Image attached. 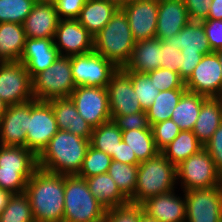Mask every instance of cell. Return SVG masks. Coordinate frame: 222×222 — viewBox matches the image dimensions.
<instances>
[{"label":"cell","mask_w":222,"mask_h":222,"mask_svg":"<svg viewBox=\"0 0 222 222\" xmlns=\"http://www.w3.org/2000/svg\"><path fill=\"white\" fill-rule=\"evenodd\" d=\"M25 193L35 222H63L64 175L38 168L28 180Z\"/></svg>","instance_id":"6da1fadb"},{"label":"cell","mask_w":222,"mask_h":222,"mask_svg":"<svg viewBox=\"0 0 222 222\" xmlns=\"http://www.w3.org/2000/svg\"><path fill=\"white\" fill-rule=\"evenodd\" d=\"M89 146V139L58 130L38 156V168L55 174L77 175Z\"/></svg>","instance_id":"7a4b0ae2"},{"label":"cell","mask_w":222,"mask_h":222,"mask_svg":"<svg viewBox=\"0 0 222 222\" xmlns=\"http://www.w3.org/2000/svg\"><path fill=\"white\" fill-rule=\"evenodd\" d=\"M134 46L126 14L118 8L106 26L94 36V51L119 69L129 62Z\"/></svg>","instance_id":"3957f363"},{"label":"cell","mask_w":222,"mask_h":222,"mask_svg":"<svg viewBox=\"0 0 222 222\" xmlns=\"http://www.w3.org/2000/svg\"><path fill=\"white\" fill-rule=\"evenodd\" d=\"M175 183L176 166L160 152L138 165L137 185L130 203L141 205L151 197L175 190Z\"/></svg>","instance_id":"277c9868"},{"label":"cell","mask_w":222,"mask_h":222,"mask_svg":"<svg viewBox=\"0 0 222 222\" xmlns=\"http://www.w3.org/2000/svg\"><path fill=\"white\" fill-rule=\"evenodd\" d=\"M38 169V157L26 147L0 145V189L23 193Z\"/></svg>","instance_id":"5b68a950"},{"label":"cell","mask_w":222,"mask_h":222,"mask_svg":"<svg viewBox=\"0 0 222 222\" xmlns=\"http://www.w3.org/2000/svg\"><path fill=\"white\" fill-rule=\"evenodd\" d=\"M106 215V209L91 194L85 178L64 175L63 222H93Z\"/></svg>","instance_id":"8992f818"},{"label":"cell","mask_w":222,"mask_h":222,"mask_svg":"<svg viewBox=\"0 0 222 222\" xmlns=\"http://www.w3.org/2000/svg\"><path fill=\"white\" fill-rule=\"evenodd\" d=\"M75 88L71 57L67 56H59L50 67L32 78L33 97L39 101L68 98Z\"/></svg>","instance_id":"52a82bcc"},{"label":"cell","mask_w":222,"mask_h":222,"mask_svg":"<svg viewBox=\"0 0 222 222\" xmlns=\"http://www.w3.org/2000/svg\"><path fill=\"white\" fill-rule=\"evenodd\" d=\"M176 172L183 191L222 186V174L204 147L176 166Z\"/></svg>","instance_id":"ba28073f"},{"label":"cell","mask_w":222,"mask_h":222,"mask_svg":"<svg viewBox=\"0 0 222 222\" xmlns=\"http://www.w3.org/2000/svg\"><path fill=\"white\" fill-rule=\"evenodd\" d=\"M118 68L94 50L71 56L73 82L78 86L107 87Z\"/></svg>","instance_id":"9c48e42d"},{"label":"cell","mask_w":222,"mask_h":222,"mask_svg":"<svg viewBox=\"0 0 222 222\" xmlns=\"http://www.w3.org/2000/svg\"><path fill=\"white\" fill-rule=\"evenodd\" d=\"M57 122L48 101L31 100V119L26 133V148L37 157L57 133Z\"/></svg>","instance_id":"30bf717a"},{"label":"cell","mask_w":222,"mask_h":222,"mask_svg":"<svg viewBox=\"0 0 222 222\" xmlns=\"http://www.w3.org/2000/svg\"><path fill=\"white\" fill-rule=\"evenodd\" d=\"M69 98L79 115L91 128H96L111 120L106 87L78 86Z\"/></svg>","instance_id":"8fae6325"},{"label":"cell","mask_w":222,"mask_h":222,"mask_svg":"<svg viewBox=\"0 0 222 222\" xmlns=\"http://www.w3.org/2000/svg\"><path fill=\"white\" fill-rule=\"evenodd\" d=\"M0 98L8 106L34 99L32 78L22 62H0Z\"/></svg>","instance_id":"7c38bea8"},{"label":"cell","mask_w":222,"mask_h":222,"mask_svg":"<svg viewBox=\"0 0 222 222\" xmlns=\"http://www.w3.org/2000/svg\"><path fill=\"white\" fill-rule=\"evenodd\" d=\"M183 192L186 200L185 222H220L222 186Z\"/></svg>","instance_id":"4fadbf2b"},{"label":"cell","mask_w":222,"mask_h":222,"mask_svg":"<svg viewBox=\"0 0 222 222\" xmlns=\"http://www.w3.org/2000/svg\"><path fill=\"white\" fill-rule=\"evenodd\" d=\"M187 91L197 93L207 98L222 96V74L219 57L216 52L203 56L185 81Z\"/></svg>","instance_id":"5bb4252c"},{"label":"cell","mask_w":222,"mask_h":222,"mask_svg":"<svg viewBox=\"0 0 222 222\" xmlns=\"http://www.w3.org/2000/svg\"><path fill=\"white\" fill-rule=\"evenodd\" d=\"M54 45L60 56L87 54L94 50V36L77 19H61L55 32Z\"/></svg>","instance_id":"9a60e30c"},{"label":"cell","mask_w":222,"mask_h":222,"mask_svg":"<svg viewBox=\"0 0 222 222\" xmlns=\"http://www.w3.org/2000/svg\"><path fill=\"white\" fill-rule=\"evenodd\" d=\"M111 116L129 115L144 111L141 108L130 76L119 68L107 84Z\"/></svg>","instance_id":"2e32d148"},{"label":"cell","mask_w":222,"mask_h":222,"mask_svg":"<svg viewBox=\"0 0 222 222\" xmlns=\"http://www.w3.org/2000/svg\"><path fill=\"white\" fill-rule=\"evenodd\" d=\"M158 7L159 0H137L121 8L126 14L135 42L155 37Z\"/></svg>","instance_id":"e0dca14e"},{"label":"cell","mask_w":222,"mask_h":222,"mask_svg":"<svg viewBox=\"0 0 222 222\" xmlns=\"http://www.w3.org/2000/svg\"><path fill=\"white\" fill-rule=\"evenodd\" d=\"M29 119H31V100L9 105L0 119V145L26 147Z\"/></svg>","instance_id":"ac0fdd59"},{"label":"cell","mask_w":222,"mask_h":222,"mask_svg":"<svg viewBox=\"0 0 222 222\" xmlns=\"http://www.w3.org/2000/svg\"><path fill=\"white\" fill-rule=\"evenodd\" d=\"M141 205L144 214L158 222L186 221L185 197H177L174 190L151 197Z\"/></svg>","instance_id":"d6986e66"},{"label":"cell","mask_w":222,"mask_h":222,"mask_svg":"<svg viewBox=\"0 0 222 222\" xmlns=\"http://www.w3.org/2000/svg\"><path fill=\"white\" fill-rule=\"evenodd\" d=\"M60 56L54 45V38H26L22 62L33 78L46 70Z\"/></svg>","instance_id":"ffe728a7"},{"label":"cell","mask_w":222,"mask_h":222,"mask_svg":"<svg viewBox=\"0 0 222 222\" xmlns=\"http://www.w3.org/2000/svg\"><path fill=\"white\" fill-rule=\"evenodd\" d=\"M189 21L183 0H159L155 37L165 41L179 33Z\"/></svg>","instance_id":"44dd1931"},{"label":"cell","mask_w":222,"mask_h":222,"mask_svg":"<svg viewBox=\"0 0 222 222\" xmlns=\"http://www.w3.org/2000/svg\"><path fill=\"white\" fill-rule=\"evenodd\" d=\"M59 20L55 4L36 2L23 24L26 38H54Z\"/></svg>","instance_id":"7402d4cb"},{"label":"cell","mask_w":222,"mask_h":222,"mask_svg":"<svg viewBox=\"0 0 222 222\" xmlns=\"http://www.w3.org/2000/svg\"><path fill=\"white\" fill-rule=\"evenodd\" d=\"M53 108L58 130H65L74 135L89 139L92 129L79 115L72 100L68 98H54L48 100Z\"/></svg>","instance_id":"603a6c76"},{"label":"cell","mask_w":222,"mask_h":222,"mask_svg":"<svg viewBox=\"0 0 222 222\" xmlns=\"http://www.w3.org/2000/svg\"><path fill=\"white\" fill-rule=\"evenodd\" d=\"M161 46L162 41L157 37L135 42L129 62L122 69L135 73H149L160 68Z\"/></svg>","instance_id":"cb8c5ba5"},{"label":"cell","mask_w":222,"mask_h":222,"mask_svg":"<svg viewBox=\"0 0 222 222\" xmlns=\"http://www.w3.org/2000/svg\"><path fill=\"white\" fill-rule=\"evenodd\" d=\"M165 41L179 47L182 54L206 55L212 52L202 21H189L179 33Z\"/></svg>","instance_id":"d4e9b609"},{"label":"cell","mask_w":222,"mask_h":222,"mask_svg":"<svg viewBox=\"0 0 222 222\" xmlns=\"http://www.w3.org/2000/svg\"><path fill=\"white\" fill-rule=\"evenodd\" d=\"M85 181L91 194L106 210L130 203L108 173L85 178Z\"/></svg>","instance_id":"484cf974"},{"label":"cell","mask_w":222,"mask_h":222,"mask_svg":"<svg viewBox=\"0 0 222 222\" xmlns=\"http://www.w3.org/2000/svg\"><path fill=\"white\" fill-rule=\"evenodd\" d=\"M117 9L114 4L106 0H86L77 20L95 36L111 20Z\"/></svg>","instance_id":"4316f807"},{"label":"cell","mask_w":222,"mask_h":222,"mask_svg":"<svg viewBox=\"0 0 222 222\" xmlns=\"http://www.w3.org/2000/svg\"><path fill=\"white\" fill-rule=\"evenodd\" d=\"M222 123V99L207 98L201 106L193 133L204 146Z\"/></svg>","instance_id":"83f0119b"},{"label":"cell","mask_w":222,"mask_h":222,"mask_svg":"<svg viewBox=\"0 0 222 222\" xmlns=\"http://www.w3.org/2000/svg\"><path fill=\"white\" fill-rule=\"evenodd\" d=\"M25 43L26 34L22 24L0 23V62L20 61Z\"/></svg>","instance_id":"f1b7e54d"},{"label":"cell","mask_w":222,"mask_h":222,"mask_svg":"<svg viewBox=\"0 0 222 222\" xmlns=\"http://www.w3.org/2000/svg\"><path fill=\"white\" fill-rule=\"evenodd\" d=\"M207 97L186 91L176 105L171 120L182 130L192 131L202 103Z\"/></svg>","instance_id":"f546056e"},{"label":"cell","mask_w":222,"mask_h":222,"mask_svg":"<svg viewBox=\"0 0 222 222\" xmlns=\"http://www.w3.org/2000/svg\"><path fill=\"white\" fill-rule=\"evenodd\" d=\"M203 148L193 131L182 130L179 135L167 145L161 153L171 164L178 166L192 154Z\"/></svg>","instance_id":"4dcf8cb0"},{"label":"cell","mask_w":222,"mask_h":222,"mask_svg":"<svg viewBox=\"0 0 222 222\" xmlns=\"http://www.w3.org/2000/svg\"><path fill=\"white\" fill-rule=\"evenodd\" d=\"M186 91V88L160 91L154 103L146 110L150 126L170 119L176 105Z\"/></svg>","instance_id":"1f68e13d"},{"label":"cell","mask_w":222,"mask_h":222,"mask_svg":"<svg viewBox=\"0 0 222 222\" xmlns=\"http://www.w3.org/2000/svg\"><path fill=\"white\" fill-rule=\"evenodd\" d=\"M122 140L133 150L137 159L143 162L155 157L160 151L155 145L152 129L122 131Z\"/></svg>","instance_id":"d6a6232c"},{"label":"cell","mask_w":222,"mask_h":222,"mask_svg":"<svg viewBox=\"0 0 222 222\" xmlns=\"http://www.w3.org/2000/svg\"><path fill=\"white\" fill-rule=\"evenodd\" d=\"M121 141L122 131L112 120L92 129L90 145L111 157L116 153Z\"/></svg>","instance_id":"836d02e7"},{"label":"cell","mask_w":222,"mask_h":222,"mask_svg":"<svg viewBox=\"0 0 222 222\" xmlns=\"http://www.w3.org/2000/svg\"><path fill=\"white\" fill-rule=\"evenodd\" d=\"M0 222H35L30 200L25 192L11 194L0 214Z\"/></svg>","instance_id":"e575fe53"},{"label":"cell","mask_w":222,"mask_h":222,"mask_svg":"<svg viewBox=\"0 0 222 222\" xmlns=\"http://www.w3.org/2000/svg\"><path fill=\"white\" fill-rule=\"evenodd\" d=\"M137 171L138 165H130L112 160L107 173L115 181L119 190L130 199L135 193Z\"/></svg>","instance_id":"d590c367"},{"label":"cell","mask_w":222,"mask_h":222,"mask_svg":"<svg viewBox=\"0 0 222 222\" xmlns=\"http://www.w3.org/2000/svg\"><path fill=\"white\" fill-rule=\"evenodd\" d=\"M112 162V157L106 153L93 148L91 145L88 147L81 169L77 176L82 178H89L95 175L107 173L108 168Z\"/></svg>","instance_id":"8d00e7d4"},{"label":"cell","mask_w":222,"mask_h":222,"mask_svg":"<svg viewBox=\"0 0 222 222\" xmlns=\"http://www.w3.org/2000/svg\"><path fill=\"white\" fill-rule=\"evenodd\" d=\"M36 0H0V23L24 24Z\"/></svg>","instance_id":"74e56055"},{"label":"cell","mask_w":222,"mask_h":222,"mask_svg":"<svg viewBox=\"0 0 222 222\" xmlns=\"http://www.w3.org/2000/svg\"><path fill=\"white\" fill-rule=\"evenodd\" d=\"M125 72L131 78L141 108L146 111L154 103V100L160 91L156 88L147 73H135L133 71Z\"/></svg>","instance_id":"f35d334b"},{"label":"cell","mask_w":222,"mask_h":222,"mask_svg":"<svg viewBox=\"0 0 222 222\" xmlns=\"http://www.w3.org/2000/svg\"><path fill=\"white\" fill-rule=\"evenodd\" d=\"M151 129L155 145L160 152L181 132V129L171 119L153 124Z\"/></svg>","instance_id":"ab89813d"},{"label":"cell","mask_w":222,"mask_h":222,"mask_svg":"<svg viewBox=\"0 0 222 222\" xmlns=\"http://www.w3.org/2000/svg\"><path fill=\"white\" fill-rule=\"evenodd\" d=\"M147 74L150 76L151 81H153L159 91L186 88L185 82L180 77L179 73L173 72L169 69L160 67Z\"/></svg>","instance_id":"60d3db41"},{"label":"cell","mask_w":222,"mask_h":222,"mask_svg":"<svg viewBox=\"0 0 222 222\" xmlns=\"http://www.w3.org/2000/svg\"><path fill=\"white\" fill-rule=\"evenodd\" d=\"M143 213L142 205L132 203L106 210L109 222H140Z\"/></svg>","instance_id":"b9f144b4"},{"label":"cell","mask_w":222,"mask_h":222,"mask_svg":"<svg viewBox=\"0 0 222 222\" xmlns=\"http://www.w3.org/2000/svg\"><path fill=\"white\" fill-rule=\"evenodd\" d=\"M111 120L121 131L151 129L146 111L129 115L111 116Z\"/></svg>","instance_id":"7bdbcfd3"},{"label":"cell","mask_w":222,"mask_h":222,"mask_svg":"<svg viewBox=\"0 0 222 222\" xmlns=\"http://www.w3.org/2000/svg\"><path fill=\"white\" fill-rule=\"evenodd\" d=\"M181 54L179 47L162 41L160 67L179 73L181 70Z\"/></svg>","instance_id":"ee69618b"},{"label":"cell","mask_w":222,"mask_h":222,"mask_svg":"<svg viewBox=\"0 0 222 222\" xmlns=\"http://www.w3.org/2000/svg\"><path fill=\"white\" fill-rule=\"evenodd\" d=\"M206 37L212 52L222 49V20H202Z\"/></svg>","instance_id":"f6af8a7d"},{"label":"cell","mask_w":222,"mask_h":222,"mask_svg":"<svg viewBox=\"0 0 222 222\" xmlns=\"http://www.w3.org/2000/svg\"><path fill=\"white\" fill-rule=\"evenodd\" d=\"M203 147L214 160L216 169L222 174V123Z\"/></svg>","instance_id":"bcb514c9"},{"label":"cell","mask_w":222,"mask_h":222,"mask_svg":"<svg viewBox=\"0 0 222 222\" xmlns=\"http://www.w3.org/2000/svg\"><path fill=\"white\" fill-rule=\"evenodd\" d=\"M86 0H57L55 3L59 19H77ZM62 16L64 18H62Z\"/></svg>","instance_id":"7dc6e473"},{"label":"cell","mask_w":222,"mask_h":222,"mask_svg":"<svg viewBox=\"0 0 222 222\" xmlns=\"http://www.w3.org/2000/svg\"><path fill=\"white\" fill-rule=\"evenodd\" d=\"M190 21L207 19L212 0H183Z\"/></svg>","instance_id":"c3c4849f"},{"label":"cell","mask_w":222,"mask_h":222,"mask_svg":"<svg viewBox=\"0 0 222 222\" xmlns=\"http://www.w3.org/2000/svg\"><path fill=\"white\" fill-rule=\"evenodd\" d=\"M203 56L202 53L181 54V70L179 71V75L184 82L190 77L194 68L202 60Z\"/></svg>","instance_id":"681fc988"},{"label":"cell","mask_w":222,"mask_h":222,"mask_svg":"<svg viewBox=\"0 0 222 222\" xmlns=\"http://www.w3.org/2000/svg\"><path fill=\"white\" fill-rule=\"evenodd\" d=\"M112 160L130 165H139L141 163L137 159L134 151H131L128 144L123 140L118 144V148L116 149V153L112 156Z\"/></svg>","instance_id":"f907efd6"},{"label":"cell","mask_w":222,"mask_h":222,"mask_svg":"<svg viewBox=\"0 0 222 222\" xmlns=\"http://www.w3.org/2000/svg\"><path fill=\"white\" fill-rule=\"evenodd\" d=\"M207 19L222 20V0H212Z\"/></svg>","instance_id":"816d5d0a"},{"label":"cell","mask_w":222,"mask_h":222,"mask_svg":"<svg viewBox=\"0 0 222 222\" xmlns=\"http://www.w3.org/2000/svg\"><path fill=\"white\" fill-rule=\"evenodd\" d=\"M10 196H11L10 192L0 189V214L7 205Z\"/></svg>","instance_id":"f5cc1de1"},{"label":"cell","mask_w":222,"mask_h":222,"mask_svg":"<svg viewBox=\"0 0 222 222\" xmlns=\"http://www.w3.org/2000/svg\"><path fill=\"white\" fill-rule=\"evenodd\" d=\"M106 1H109L110 3L114 4L117 8H122L126 4L135 2L137 0H106Z\"/></svg>","instance_id":"db71d44e"},{"label":"cell","mask_w":222,"mask_h":222,"mask_svg":"<svg viewBox=\"0 0 222 222\" xmlns=\"http://www.w3.org/2000/svg\"><path fill=\"white\" fill-rule=\"evenodd\" d=\"M8 108V105L6 104V102H4L1 98H0V119L3 116V114L6 112Z\"/></svg>","instance_id":"11a10c76"},{"label":"cell","mask_w":222,"mask_h":222,"mask_svg":"<svg viewBox=\"0 0 222 222\" xmlns=\"http://www.w3.org/2000/svg\"><path fill=\"white\" fill-rule=\"evenodd\" d=\"M140 222H158V221L149 218L147 215H145L143 213L142 216H141V221Z\"/></svg>","instance_id":"9f6ffc18"},{"label":"cell","mask_w":222,"mask_h":222,"mask_svg":"<svg viewBox=\"0 0 222 222\" xmlns=\"http://www.w3.org/2000/svg\"><path fill=\"white\" fill-rule=\"evenodd\" d=\"M218 57H219V62H220V65H221V74H222V49L216 51Z\"/></svg>","instance_id":"6f0895ef"},{"label":"cell","mask_w":222,"mask_h":222,"mask_svg":"<svg viewBox=\"0 0 222 222\" xmlns=\"http://www.w3.org/2000/svg\"><path fill=\"white\" fill-rule=\"evenodd\" d=\"M57 0H36V2L55 4Z\"/></svg>","instance_id":"680465c9"},{"label":"cell","mask_w":222,"mask_h":222,"mask_svg":"<svg viewBox=\"0 0 222 222\" xmlns=\"http://www.w3.org/2000/svg\"><path fill=\"white\" fill-rule=\"evenodd\" d=\"M93 222H109L107 215L103 216L101 219L93 221Z\"/></svg>","instance_id":"91938a15"}]
</instances>
